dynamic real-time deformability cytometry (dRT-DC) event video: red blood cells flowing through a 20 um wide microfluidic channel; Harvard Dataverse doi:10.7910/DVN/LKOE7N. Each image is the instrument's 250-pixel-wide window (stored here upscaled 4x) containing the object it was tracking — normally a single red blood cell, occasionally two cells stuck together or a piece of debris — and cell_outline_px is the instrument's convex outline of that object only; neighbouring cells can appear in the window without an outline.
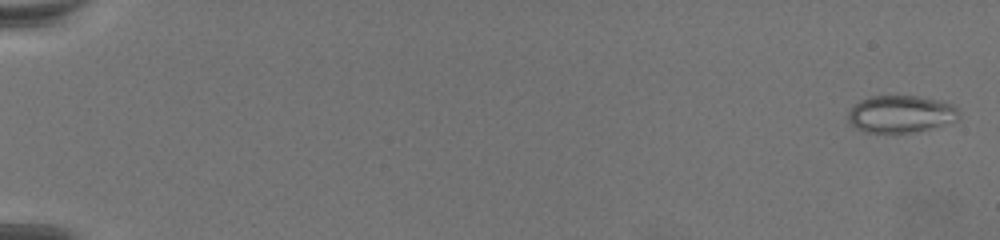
{"species": "common noctule bat (a hibernating species)", "species_latin": "Nyctalus noctula", "temperature_condition": "warm", "stored_images_in_passage": 68, "camera_frame_rate_fps": 3000, "um_per_image_px": 0.085, "animal": {"sex": "female", "body_mass_g": 19.5, "forearm_length_mm": 54.1}, "frame": {"image": 1, "passage_image": 2, "time_ms": 0.333, "image_size_px": [1000, 240], "cell_outline_px": [[960, 116], [956, 120], [920, 132], [892, 136], [864, 132], [848, 124], [848, 112], [860, 100], [868, 96], [916, 96], [940, 100], [952, 104], [960, 112]], "centroid_in_image_um": [76.53, 9.75], "position_along_channel_um": 8.5, "area_um2": 24.97}}
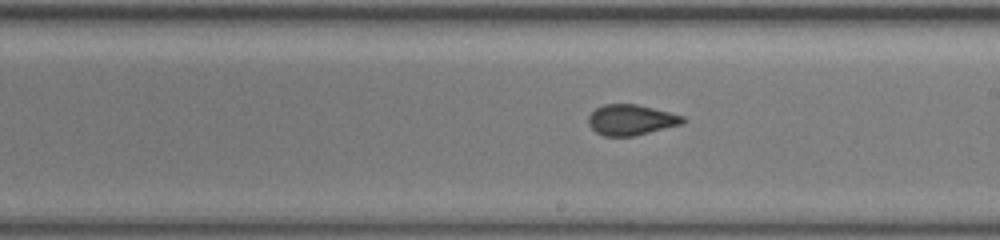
{"frame": {"image": 2, "passage_image": 44, "time_ms": 14.333, "image_size_px": [1000, 240], "cell_outline_px": [[684, 124], [632, 136], [604, 136], [596, 132], [588, 124], [588, 116], [596, 108], [604, 104], [636, 104], [684, 116]], "centroid_in_image_um": [53.62, 10.19], "position_along_channel_um": 235.4, "area_um2": 16.7}}
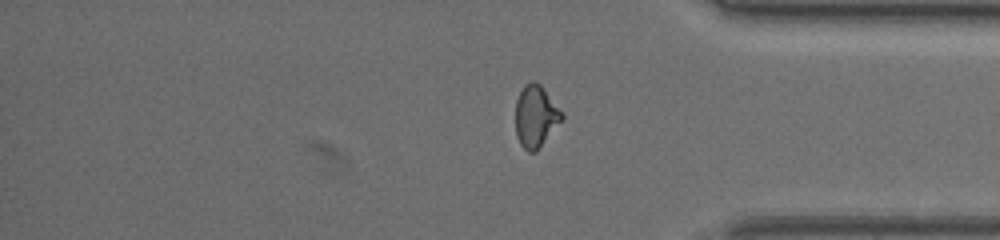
{"frame": {"image": 3, "passage_image": 60, "time_ms": 19.667, "image_size_px": [1000, 240], "cell_outline_px": [[564, 120], [536, 152], [528, 152], [520, 144], [516, 136], [516, 100], [524, 84], [532, 80], [540, 84], [564, 112]], "centroid_in_image_um": [45.57, 9.89], "position_along_channel_um": 389.6, "area_um2": 17.11}}